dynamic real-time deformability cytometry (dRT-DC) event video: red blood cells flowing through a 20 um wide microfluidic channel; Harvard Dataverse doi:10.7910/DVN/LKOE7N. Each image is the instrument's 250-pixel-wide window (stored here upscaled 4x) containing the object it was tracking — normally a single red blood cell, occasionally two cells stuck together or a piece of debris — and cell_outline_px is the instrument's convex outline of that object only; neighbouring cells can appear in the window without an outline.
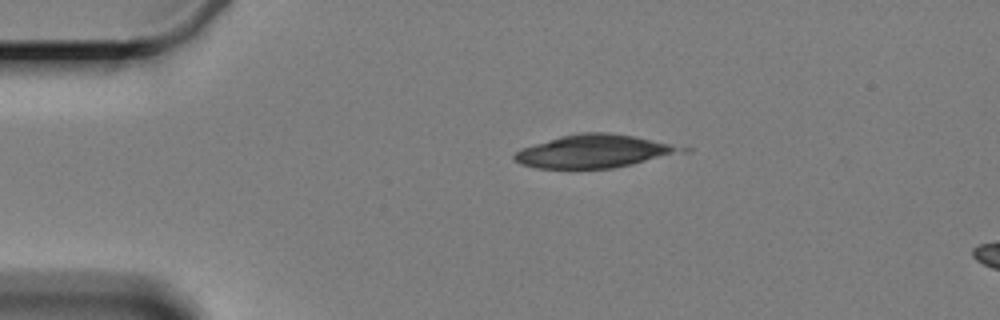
{"species": "Egyptian fruit bat (a non-hibernating species)", "species_latin": "Rousettus aegyptiacus", "temperature_condition": "cold", "stored_images_in_passage": 2, "camera_frame_rate_fps": 3000, "um_per_image_px": 0.085, "animal": {"sex": "female"}, "frame": {"image": 1, "passage_image": 1, "time_ms": 0.0, "image_size_px": [1000, 320], "cell_outline_px": [[692, 148], [688, 152], [632, 164], [612, 168], [536, 168], [520, 164], [512, 160], [512, 156], [520, 148], [560, 136], [580, 132], [608, 132], [632, 136]], "centroid_in_image_um": [50.5, 12.86], "position_along_channel_um": 34.5, "area_um2": 32.37}}